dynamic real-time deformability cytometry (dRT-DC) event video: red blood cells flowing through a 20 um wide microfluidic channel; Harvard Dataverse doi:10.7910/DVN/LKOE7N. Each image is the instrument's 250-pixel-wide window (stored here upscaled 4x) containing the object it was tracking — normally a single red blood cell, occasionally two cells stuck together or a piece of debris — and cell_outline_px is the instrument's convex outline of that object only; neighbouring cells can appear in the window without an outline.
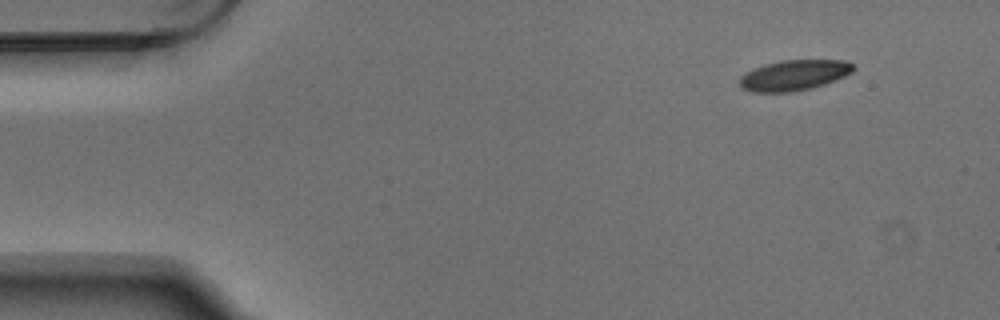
{"species": "Egyptian fruit bat (a non-hibernating species)", "species_latin": "Rousettus aegyptiacus", "temperature_condition": "warm", "stored_images_in_passage": 5, "segment_of_instrument_passage": [1, 2], "camera_frame_rate_fps": 3000, "um_per_image_px": 0.085, "animal": {"sex": "male"}, "frame": {"image": 1, "passage_image": 1, "time_ms": 0.0, "image_size_px": [1000, 320], "cell_outline_px": [[856, 68], [852, 72], [844, 76], [824, 84], [812, 88], [788, 92], [752, 92], [744, 88], [740, 84], [740, 76], [744, 72], [752, 68], [764, 64], [780, 60], [844, 60], [852, 64]], "centroid_in_image_um": [67.47, 6.38], "position_along_channel_um": 17.5, "area_um2": 20.23}}
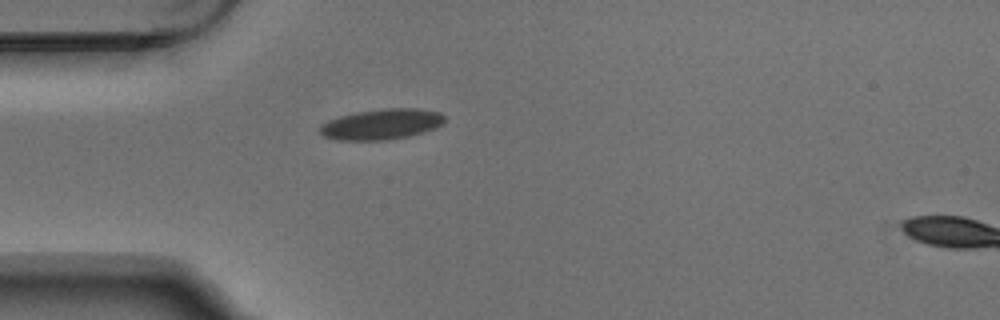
{"frame": {"image": 2, "passage_image": 4, "time_ms": 1.0, "image_size_px": [1000, 320], "cell_outline_px": [[444, 120], [440, 124], [432, 128], [408, 136], [388, 140], [336, 140], [324, 136], [320, 132], [320, 124], [328, 120], [340, 116], [356, 112], [388, 108], [416, 108], [440, 112], [444, 116]], "centroid_in_image_um": [32.38, 10.55], "position_along_channel_um": 52.6, "area_um2": 21.96}}